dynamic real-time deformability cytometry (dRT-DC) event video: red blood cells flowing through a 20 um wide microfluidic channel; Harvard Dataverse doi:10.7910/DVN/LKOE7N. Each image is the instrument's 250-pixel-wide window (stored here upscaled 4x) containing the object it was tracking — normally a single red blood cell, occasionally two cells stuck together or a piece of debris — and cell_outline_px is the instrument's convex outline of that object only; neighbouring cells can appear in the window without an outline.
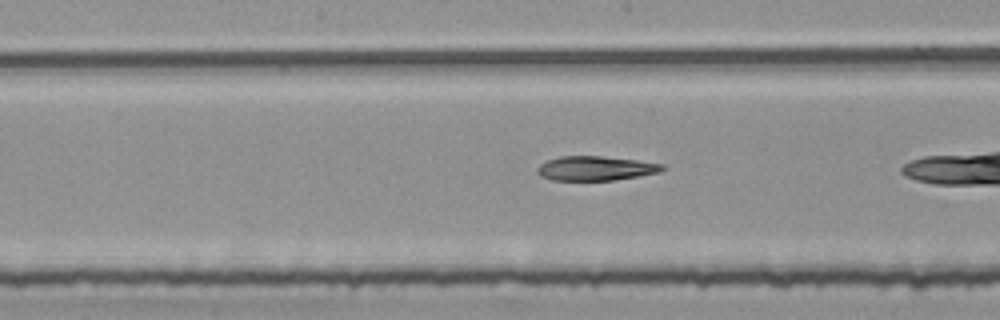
{"species": "common noctule bat (a hibernating species)", "species_latin": "Nyctalus noctula", "temperature_condition": "room temperature", "stored_images_in_passage": 25, "camera_frame_rate_fps": 3000, "um_per_image_px": 0.085, "animal": {"sex": "female", "body_mass_g": 25.1}, "frame": {"image": 1, "passage_image": 22, "time_ms": 7.0, "image_size_px": [1000, 320], "cell_outline_px": [[668, 168], [660, 172], [640, 176], [612, 180], [552, 180], [540, 176], [536, 172], [536, 168], [540, 164], [548, 160], [560, 156], [600, 156], [636, 160], [664, 164]], "centroid_in_image_um": [50.64, 14.31], "position_along_channel_um": 197.6, "area_um2": 17.86}}